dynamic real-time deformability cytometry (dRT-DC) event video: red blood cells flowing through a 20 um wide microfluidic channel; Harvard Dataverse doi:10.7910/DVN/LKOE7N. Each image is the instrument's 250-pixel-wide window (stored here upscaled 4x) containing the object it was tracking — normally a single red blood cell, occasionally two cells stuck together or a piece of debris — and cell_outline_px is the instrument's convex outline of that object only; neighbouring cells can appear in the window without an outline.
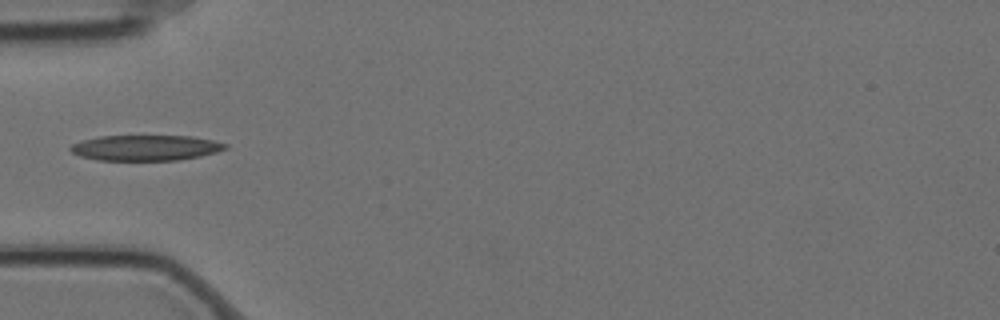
{"species": "Egyptian fruit bat (a non-hibernating species)", "species_latin": "Rousettus aegyptiacus", "temperature_condition": "cold", "stored_images_in_passage": 5, "camera_frame_rate_fps": 3000, "um_per_image_px": 0.085, "animal": {"sex": "female"}, "frame": {"image": 1, "passage_image": 5, "time_ms": 1.333, "image_size_px": [1000, 320], "cell_outline_px": [[228, 148], [216, 152], [200, 156], [180, 160], [96, 160], [80, 156], [72, 152], [68, 148], [72, 144], [80, 140], [100, 136], [192, 136], [212, 140], [228, 144]], "centroid_in_image_um": [12.36, 12.56], "position_along_channel_um": 72.6, "area_um2": 23.12}}